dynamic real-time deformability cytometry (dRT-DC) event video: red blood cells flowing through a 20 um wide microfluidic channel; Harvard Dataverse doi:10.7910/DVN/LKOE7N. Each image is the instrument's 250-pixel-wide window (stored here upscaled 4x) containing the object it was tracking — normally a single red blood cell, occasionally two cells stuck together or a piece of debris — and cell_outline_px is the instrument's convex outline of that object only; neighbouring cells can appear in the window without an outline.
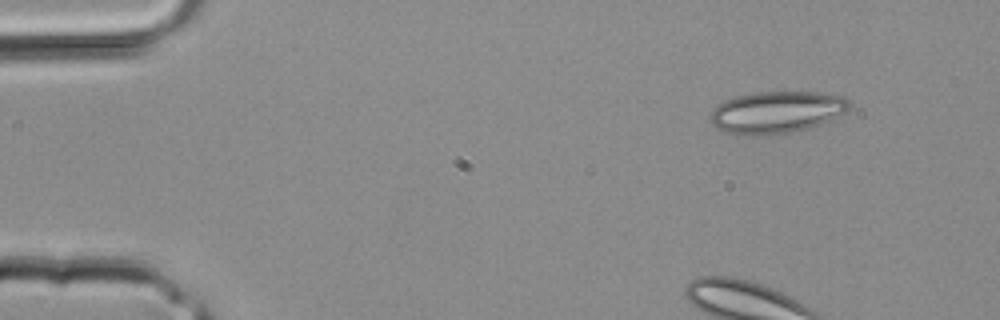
{"species": "common noctule bat (a hibernating species)", "species_latin": "Nyctalus noctula", "temperature_condition": "room temperature", "stored_images_in_passage": 3, "camera_frame_rate_fps": 3000, "um_per_image_px": 0.085, "animal": {"sex": "male", "body_mass_g": 20.4}, "frame": {"image": 1, "passage_image": 3, "time_ms": 0.667, "image_size_px": [1000, 320], "cell_outline_px": [[852, 108], [820, 124], [808, 128], [792, 132], [768, 136], [744, 136], [724, 132], [716, 128], [712, 124], [708, 116], [712, 108], [716, 104], [724, 100], [736, 96], [756, 92], [820, 92], [840, 96], [848, 100], [852, 104]], "centroid_in_image_um": [65.94, 9.55], "position_along_channel_um": 19.1, "area_um2": 34.56}}